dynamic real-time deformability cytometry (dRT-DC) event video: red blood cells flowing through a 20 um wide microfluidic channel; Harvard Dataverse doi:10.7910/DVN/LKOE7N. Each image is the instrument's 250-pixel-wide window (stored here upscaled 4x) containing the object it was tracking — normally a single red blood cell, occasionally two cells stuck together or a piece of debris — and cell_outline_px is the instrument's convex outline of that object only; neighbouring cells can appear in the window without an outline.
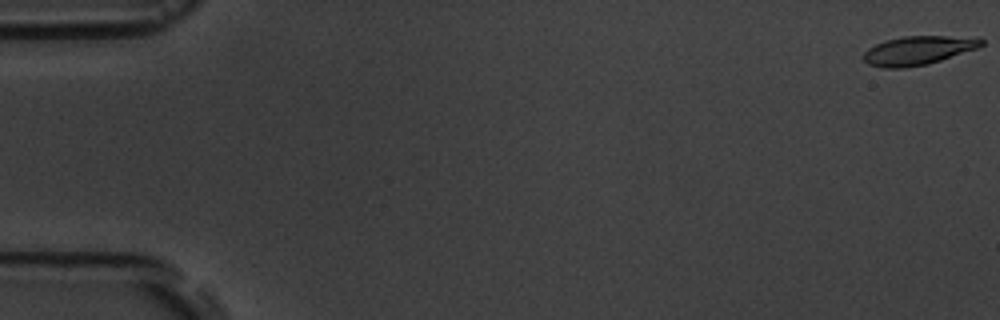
{"species": "common noctule bat (a hibernating species)", "species_latin": "Nyctalus noctula", "temperature_condition": "room temperature", "stored_images_in_passage": 4, "camera_frame_rate_fps": 3000, "um_per_image_px": 0.085, "animal": {"sex": "male", "body_mass_g": 19.5, "forearm_length_mm": 54.6}, "frame": {"image": 1, "passage_image": 1, "time_ms": 0.0, "image_size_px": [1000, 320], "cell_outline_px": [[984, 44], [980, 48], [928, 64], [904, 68], [884, 68], [868, 64], [860, 56], [868, 48], [884, 40], [904, 36], [944, 36], [984, 40]], "centroid_in_image_um": [77.98, 4.3], "position_along_channel_um": 7.0, "area_um2": 19.77}}
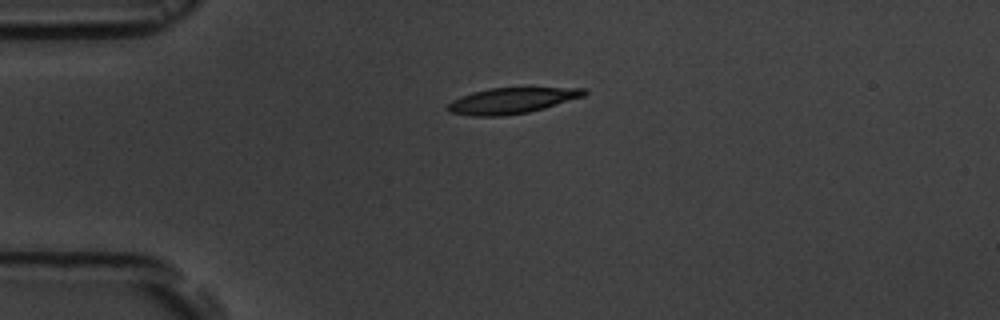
{"frame": {"image": 2, "passage_image": 4, "time_ms": 4.333, "image_size_px": [1000, 320], "cell_outline_px": [[588, 92], [584, 96], [544, 108], [528, 112], [500, 116], [472, 116], [452, 112], [448, 108], [448, 104], [452, 100], [460, 96], [472, 92], [492, 88], [588, 88]], "centroid_in_image_um": [43.51, 8.55], "position_along_channel_um": 41.5, "area_um2": 20.29}}